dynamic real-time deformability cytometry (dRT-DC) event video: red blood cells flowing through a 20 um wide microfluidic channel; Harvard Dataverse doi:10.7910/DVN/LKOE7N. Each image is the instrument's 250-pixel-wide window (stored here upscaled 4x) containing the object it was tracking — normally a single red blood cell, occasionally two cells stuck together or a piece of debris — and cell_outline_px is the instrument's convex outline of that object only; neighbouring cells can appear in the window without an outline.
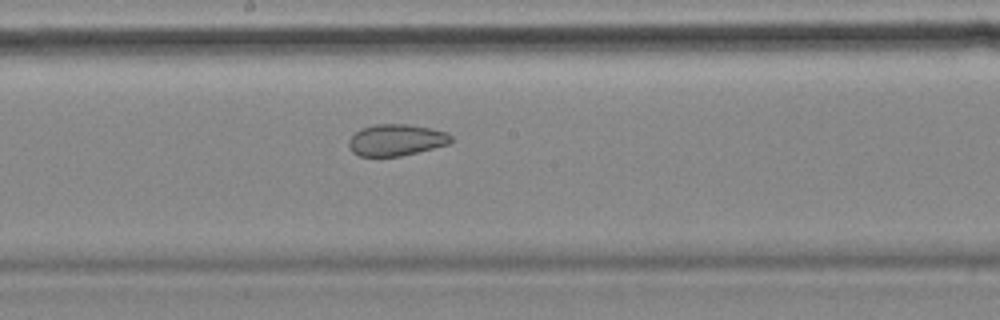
{"species": "common noctule bat (a hibernating species)", "species_latin": "Nyctalus noctula", "temperature_condition": "cold", "stored_images_in_passage": 41, "camera_frame_rate_fps": 3000, "um_per_image_px": 0.085, "animal": {"sex": "female", "body_mass_g": 18.4}, "frame": {"image": 1, "passage_image": 24, "time_ms": 7.667, "image_size_px": [1000, 320], "cell_outline_px": [[452, 140], [448, 144], [400, 156], [360, 156], [352, 152], [348, 144], [348, 140], [360, 128], [376, 124], [408, 124], [432, 128], [448, 132], [452, 136]], "centroid_in_image_um": [33.67, 11.88], "position_along_channel_um": 214.5, "area_um2": 18.79}}
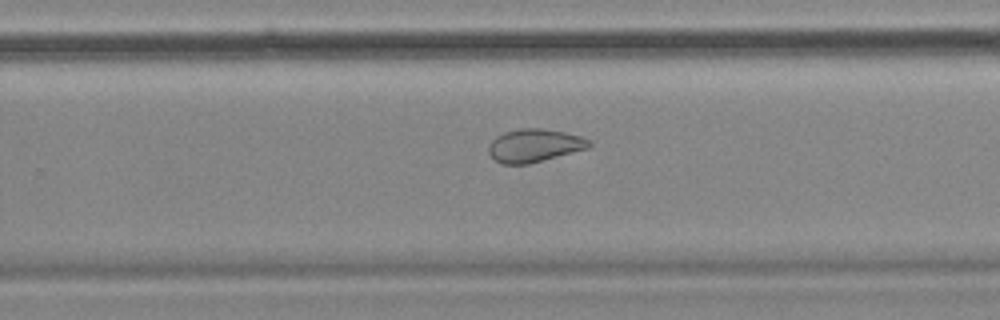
{"frame": {"image": 2, "passage_image": 30, "time_ms": 9.667, "image_size_px": [1000, 320], "cell_outline_px": [[592, 144], [588, 148], [528, 164], [500, 164], [488, 152], [488, 144], [496, 136], [504, 132], [520, 128], [544, 128], [564, 132], [580, 136], [592, 140]], "centroid_in_image_um": [45.41, 12.36], "position_along_channel_um": 284.4, "area_um2": 19.42}}